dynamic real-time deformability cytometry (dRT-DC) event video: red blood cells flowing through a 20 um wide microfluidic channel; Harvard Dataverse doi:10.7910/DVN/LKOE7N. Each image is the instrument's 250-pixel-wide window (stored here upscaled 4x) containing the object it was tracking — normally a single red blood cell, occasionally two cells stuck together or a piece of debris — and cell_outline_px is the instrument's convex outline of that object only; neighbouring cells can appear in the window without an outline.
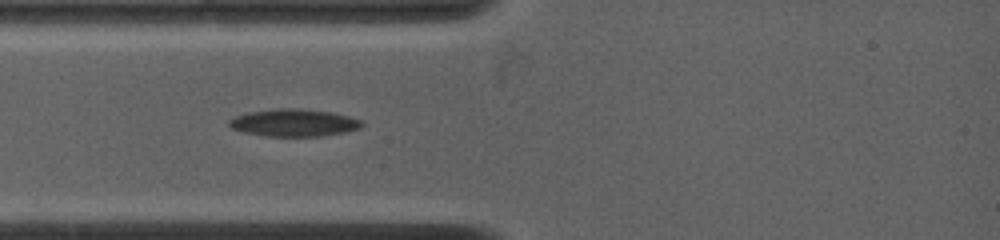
{"species": "common noctule bat (a hibernating species)", "species_latin": "Nyctalus noctula", "temperature_condition": "warm", "stored_images_in_passage": 64, "camera_frame_rate_fps": 4500, "um_per_image_px": 0.085, "animal": {"sex": "female", "body_mass_g": 19.0, "forearm_length_mm": 53.3}, "frame": {"image": 1, "passage_image": 1, "time_ms": 0.0, "image_size_px": [1000, 240], "cell_outline_px": [[364, 124], [360, 128], [344, 132], [324, 136], [264, 136], [244, 132], [232, 128], [228, 124], [228, 120], [236, 116], [248, 112], [276, 108], [300, 108], [332, 112], [348, 116], [360, 120]], "centroid_in_image_um": [24.97, 10.43], "position_along_channel_um": 60.0, "area_um2": 21.21}}
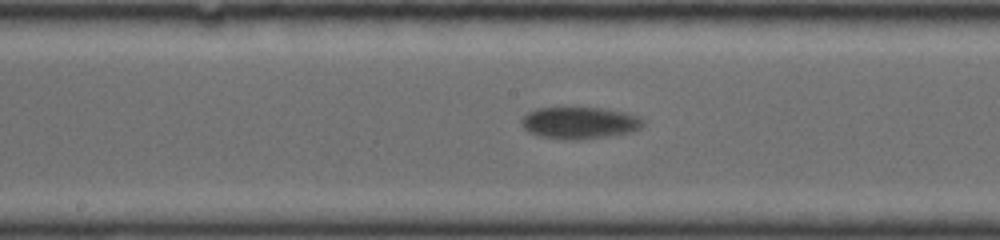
{"frame": {"image": 2, "passage_image": 17, "time_ms": 3.778, "image_size_px": [1000, 240], "cell_outline_px": [[644, 124], [640, 128], [632, 132], [608, 136], [580, 140], [560, 140], [540, 136], [528, 132], [520, 124], [520, 120], [528, 112], [536, 108], [600, 108], [624, 112], [636, 116], [644, 120]], "centroid_in_image_um": [49.23, 10.46], "position_along_channel_um": 199.0, "area_um2": 22.72}}
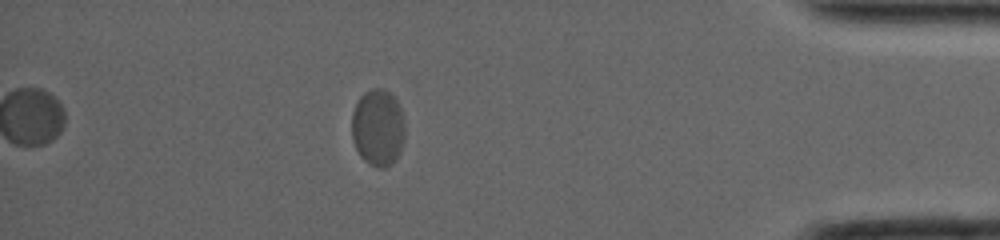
{"frame": {"image": 3, "passage_image": 47, "time_ms": 10.667, "image_size_px": [1000, 240], "cell_outline_px": [[404, 140], [400, 152], [392, 164], [384, 168], [380, 168], [364, 160], [360, 156], [352, 140], [352, 112], [356, 100], [364, 92], [372, 88], [384, 88], [396, 100], [404, 116]], "centroid_in_image_um": [32.12, 10.83], "position_along_channel_um": 403.1, "area_um2": 24.04}}